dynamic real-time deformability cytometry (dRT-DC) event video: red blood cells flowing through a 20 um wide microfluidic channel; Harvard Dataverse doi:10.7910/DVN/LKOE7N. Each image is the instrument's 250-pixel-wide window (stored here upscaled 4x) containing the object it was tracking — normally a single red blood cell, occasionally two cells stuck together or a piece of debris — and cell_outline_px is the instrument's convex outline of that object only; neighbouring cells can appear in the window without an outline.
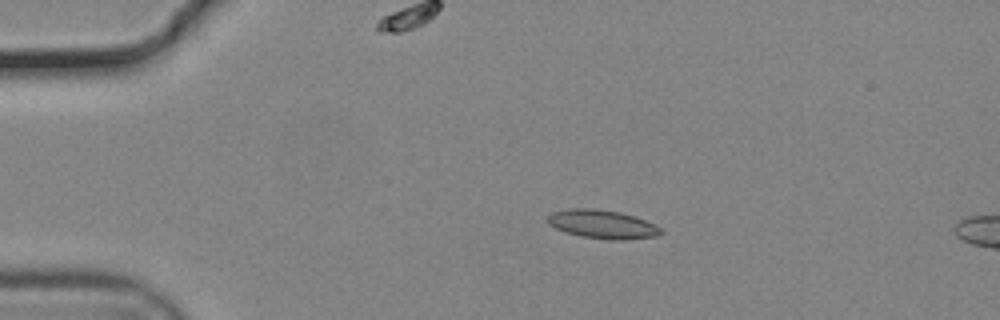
{"species": "common noctule bat (a hibernating species)", "species_latin": "Nyctalus noctula", "temperature_condition": "cold", "stored_images_in_passage": 16, "camera_frame_rate_fps": 3000, "um_per_image_px": 0.085, "animal": {"sex": "male", "body_mass_g": 19.2, "forearm_length_mm": 51.8}, "frame": {"image": 1, "passage_image": 12, "time_ms": 3.667, "image_size_px": [1000, 320], "cell_outline_px": [[664, 232], [656, 236], [624, 240], [612, 240], [584, 236], [568, 232], [556, 228], [548, 224], [548, 216], [552, 212], [568, 208], [592, 208], [620, 212], [644, 220], [660, 228]], "centroid_in_image_um": [51.19, 19.05], "position_along_channel_um": 33.8, "area_um2": 18.55}}